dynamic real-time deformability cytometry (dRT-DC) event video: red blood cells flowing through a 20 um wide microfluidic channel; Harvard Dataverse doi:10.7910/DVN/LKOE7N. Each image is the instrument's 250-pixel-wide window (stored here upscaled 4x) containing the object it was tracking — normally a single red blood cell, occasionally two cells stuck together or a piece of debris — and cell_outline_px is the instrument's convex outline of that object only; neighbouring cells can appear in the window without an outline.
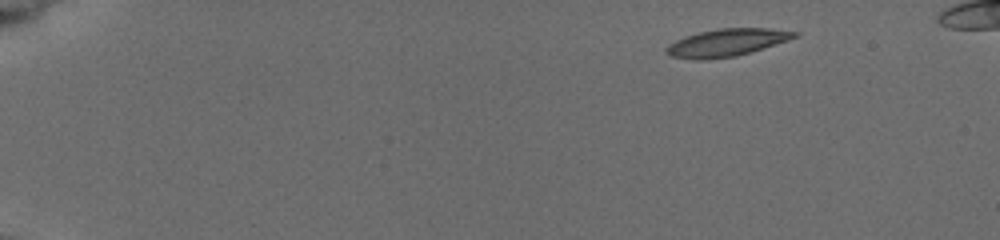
{"species": "common noctule bat (a hibernating species)", "species_latin": "Nyctalus noctula", "temperature_condition": "cold", "stored_images_in_passage": 4, "camera_frame_rate_fps": 3000, "um_per_image_px": 0.085, "animal": {"sex": "female", "body_mass_g": 19.5, "forearm_length_mm": 54.1}, "frame": {"image": 1, "passage_image": 1, "time_ms": 0.0, "image_size_px": [1000, 240], "cell_outline_px": [[800, 36], [736, 56], [700, 60], [692, 60], [668, 56], [664, 52], [664, 48], [668, 44], [684, 36], [700, 32], [720, 28], [768, 28], [800, 32]], "centroid_in_image_um": [61.7, 3.62], "position_along_channel_um": 23.3, "area_um2": 20.58}}
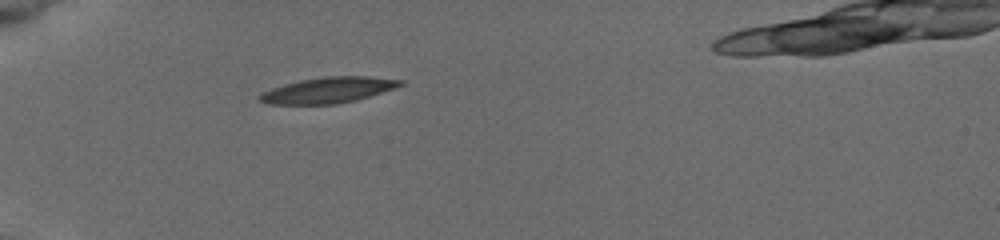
{"frame": {"image": 2, "passage_image": 4, "time_ms": 3.667, "image_size_px": [1000, 240], "cell_outline_px": [[404, 84], [396, 88], [356, 100], [336, 104], [268, 104], [256, 100], [256, 96], [260, 92], [284, 84], [300, 80], [324, 76], [368, 76], [404, 80]], "centroid_in_image_um": [27.86, 7.66], "position_along_channel_um": 57.1, "area_um2": 21.39}}